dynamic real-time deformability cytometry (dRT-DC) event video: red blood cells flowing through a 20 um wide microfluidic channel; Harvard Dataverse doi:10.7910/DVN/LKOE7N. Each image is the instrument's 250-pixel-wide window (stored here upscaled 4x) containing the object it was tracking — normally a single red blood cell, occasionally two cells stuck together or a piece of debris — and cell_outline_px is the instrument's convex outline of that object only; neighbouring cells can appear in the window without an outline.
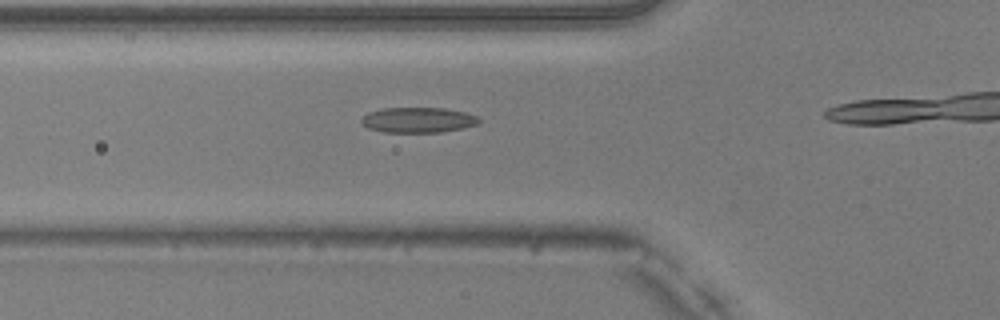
{"species": "common noctule bat (a hibernating species)", "species_latin": "Nyctalus noctula", "temperature_condition": "warm", "stored_images_in_passage": 6, "camera_frame_rate_fps": 3000, "um_per_image_px": 0.085, "animal": {"sex": "male", "body_mass_g": 20.5, "forearm_length_mm": 52.5}, "frame": {"image": 1, "passage_image": 2, "time_ms": 0.333, "image_size_px": [1000, 320], "cell_outline_px": [[480, 124], [464, 128], [440, 132], [384, 132], [368, 128], [360, 124], [360, 120], [368, 112], [380, 108], [444, 108], [464, 112], [476, 116], [480, 120]], "centroid_in_image_um": [35.51, 10.2], "position_along_channel_um": 90.3, "area_um2": 17.46}}
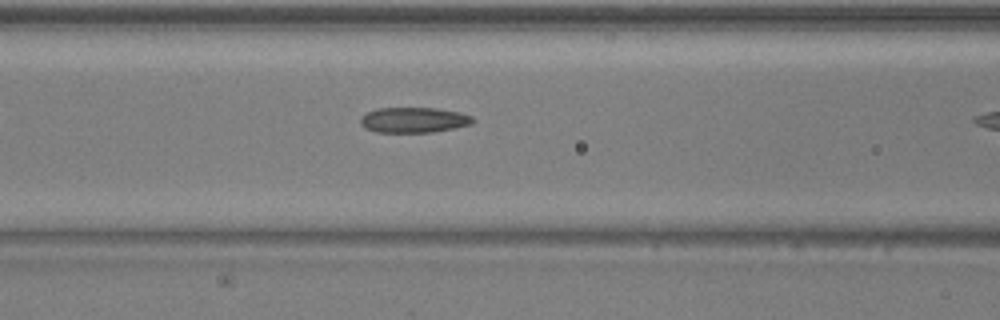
{"frame": {"image": 2, "passage_image": 5, "time_ms": 1.333, "image_size_px": [1000, 320], "cell_outline_px": [[476, 120], [472, 124], [432, 132], [376, 132], [364, 128], [360, 124], [360, 120], [368, 112], [376, 108], [436, 108], [460, 112], [472, 116]], "centroid_in_image_um": [35.18, 10.19], "position_along_channel_um": 131.4, "area_um2": 16.59}}